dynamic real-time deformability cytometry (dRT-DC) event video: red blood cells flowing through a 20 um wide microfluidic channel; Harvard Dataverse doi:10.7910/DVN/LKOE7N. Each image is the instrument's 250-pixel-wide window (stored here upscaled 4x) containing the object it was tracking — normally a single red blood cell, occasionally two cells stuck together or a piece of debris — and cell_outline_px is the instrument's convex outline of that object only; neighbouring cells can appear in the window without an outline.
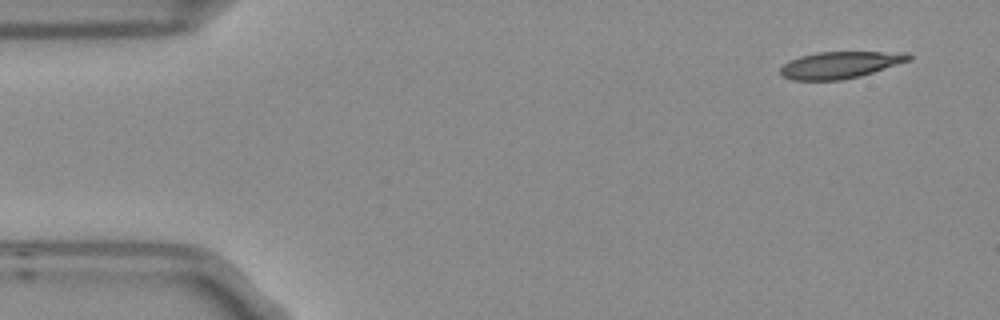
{"species": "Egyptian fruit bat (a non-hibernating species)", "species_latin": "Rousettus aegyptiacus", "temperature_condition": "room temperature", "stored_images_in_passage": 4, "camera_frame_rate_fps": 3000, "um_per_image_px": 0.085, "frame": {"image": 1, "passage_image": 1, "time_ms": 0.0, "image_size_px": [1000, 320], "cell_outline_px": [[912, 60], [860, 76], [840, 80], [792, 80], [780, 76], [780, 68], [784, 64], [800, 56], [816, 52], [908, 52], [912, 56]], "centroid_in_image_um": [71.42, 5.51], "position_along_channel_um": 13.6, "area_um2": 20.11}}
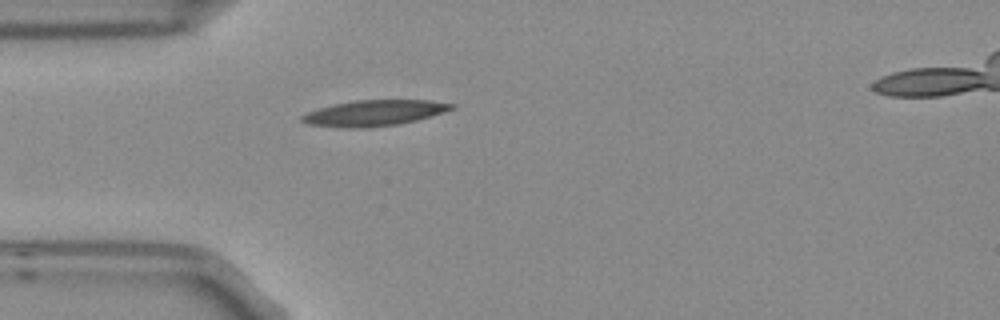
{"frame": {"image": 2, "passage_image": 4, "time_ms": 1.0, "image_size_px": [1000, 320], "cell_outline_px": [[456, 108], [432, 116], [416, 120], [396, 124], [364, 128], [344, 128], [308, 124], [300, 120], [300, 116], [308, 112], [332, 104], [356, 100], [432, 100], [456, 104]], "centroid_in_image_um": [31.83, 9.6], "position_along_channel_um": 53.2, "area_um2": 22.54}}